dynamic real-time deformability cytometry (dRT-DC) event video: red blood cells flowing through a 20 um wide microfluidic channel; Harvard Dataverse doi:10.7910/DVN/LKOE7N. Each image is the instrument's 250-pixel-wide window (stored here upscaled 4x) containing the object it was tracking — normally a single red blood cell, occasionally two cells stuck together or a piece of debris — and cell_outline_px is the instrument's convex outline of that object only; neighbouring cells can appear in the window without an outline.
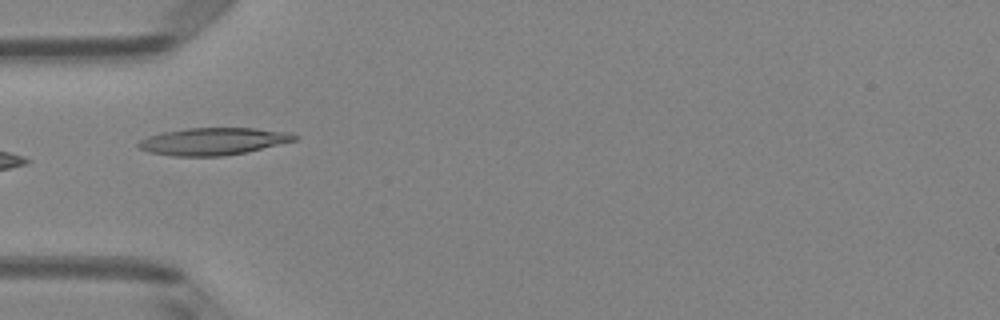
{"species": "Egyptian fruit bat (a non-hibernating species)", "species_latin": "Rousettus aegyptiacus", "temperature_condition": "room temperature", "stored_images_in_passage": 23, "camera_frame_rate_fps": 3000, "um_per_image_px": 0.085, "animal": {"sex": "female"}, "frame": {"image": 1, "passage_image": 1, "time_ms": 0.0, "image_size_px": [1000, 320], "cell_outline_px": [[300, 136], [296, 140], [244, 152], [220, 156], [172, 156], [148, 152], [140, 148], [136, 144], [140, 140], [148, 136], [164, 132], [188, 128], [256, 128], [288, 132]], "centroid_in_image_um": [18.1, 12.01], "position_along_channel_um": 66.9, "area_um2": 24.57}}